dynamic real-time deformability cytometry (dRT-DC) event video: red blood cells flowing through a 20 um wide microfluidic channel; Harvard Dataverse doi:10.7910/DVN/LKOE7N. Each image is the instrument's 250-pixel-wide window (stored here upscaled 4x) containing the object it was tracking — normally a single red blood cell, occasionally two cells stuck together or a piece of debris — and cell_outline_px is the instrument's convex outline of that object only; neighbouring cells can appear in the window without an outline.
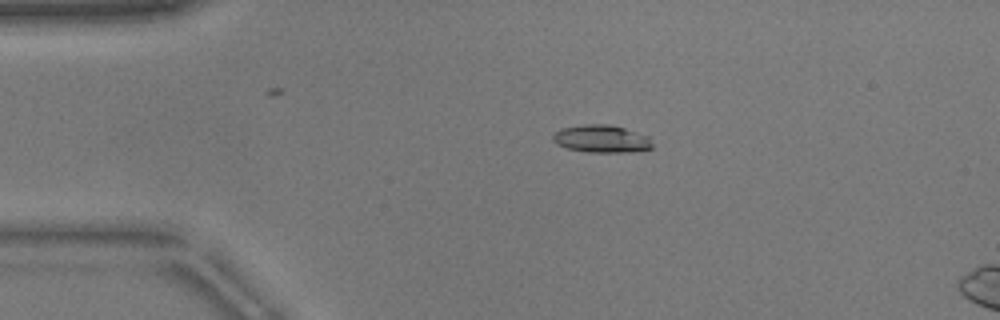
{"species": "common noctule bat (a hibernating species)", "species_latin": "Nyctalus noctula", "temperature_condition": "warm", "stored_images_in_passage": 6, "camera_frame_rate_fps": 3000, "um_per_image_px": 0.085, "animal": {"sex": "male", "body_mass_g": 17.9}, "frame": {"image": 1, "passage_image": 1, "time_ms": 0.0, "image_size_px": [1000, 320], "cell_outline_px": [[652, 148], [628, 152], [588, 152], [568, 148], [556, 144], [552, 140], [552, 136], [560, 128], [584, 124], [608, 124], [624, 128], [648, 136], [652, 144]], "centroid_in_image_um": [51.09, 11.79], "position_along_channel_um": 33.9, "area_um2": 15.9}}